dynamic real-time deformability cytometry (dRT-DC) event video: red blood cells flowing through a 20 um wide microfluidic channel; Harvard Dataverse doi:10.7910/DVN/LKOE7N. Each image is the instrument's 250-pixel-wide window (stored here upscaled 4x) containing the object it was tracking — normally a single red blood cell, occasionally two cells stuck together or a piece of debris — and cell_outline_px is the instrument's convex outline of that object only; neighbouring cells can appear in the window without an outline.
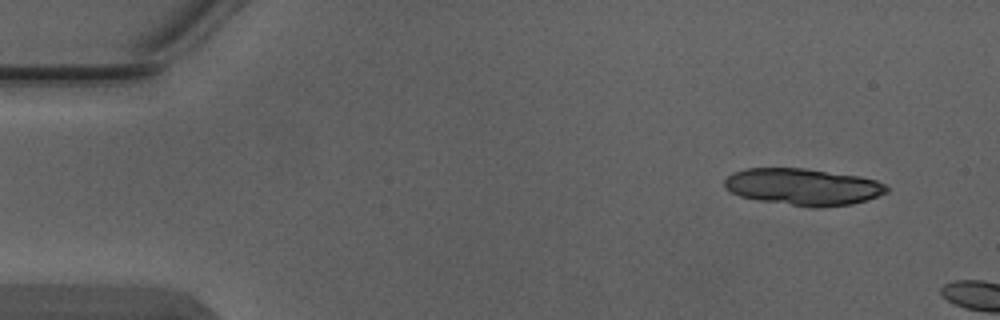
{"species": "Egyptian fruit bat (a non-hibernating species)", "species_latin": "Rousettus aegyptiacus", "temperature_condition": "warm", "stored_images_in_passage": 2, "camera_frame_rate_fps": 3000, "um_per_image_px": 0.085, "animal": {"sex": "male"}, "frame": {"image": 1, "passage_image": 1, "time_ms": 0.0, "image_size_px": [1000, 320], "cell_outline_px": [[888, 192], [868, 200], [852, 204], [816, 208], [760, 200], [740, 196], [724, 188], [724, 180], [732, 172], [748, 168], [804, 168], [860, 176], [876, 180], [884, 184], [888, 188]], "centroid_in_image_um": [68.27, 15.87], "position_along_channel_um": 16.7, "area_um2": 34.74}}